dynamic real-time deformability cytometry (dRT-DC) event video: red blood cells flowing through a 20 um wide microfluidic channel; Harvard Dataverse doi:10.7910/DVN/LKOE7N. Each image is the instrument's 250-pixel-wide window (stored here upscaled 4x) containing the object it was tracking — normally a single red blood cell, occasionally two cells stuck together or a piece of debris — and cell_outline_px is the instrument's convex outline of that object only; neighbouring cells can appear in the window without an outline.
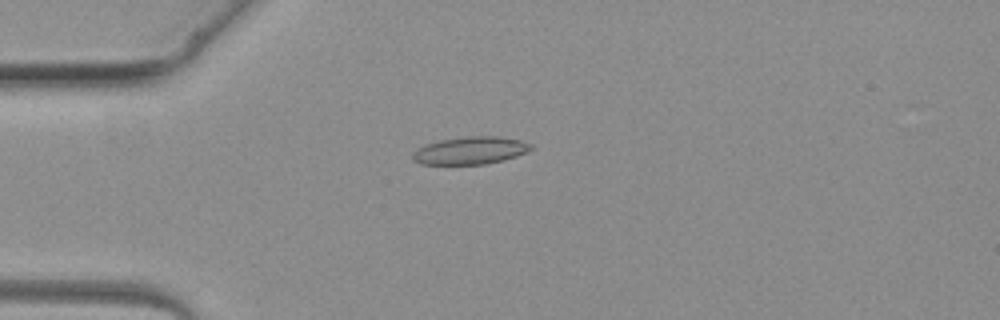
{"species": "common noctule bat (a hibernating species)", "species_latin": "Nyctalus noctula", "temperature_condition": "warm", "stored_images_in_passage": 3, "camera_frame_rate_fps": 3000, "um_per_image_px": 0.085, "animal": {"sex": "female", "body_mass_g": 19.3, "forearm_length_mm": 54.1}, "frame": {"image": 1, "passage_image": 3, "time_ms": 3.0, "image_size_px": [1000, 320], "cell_outline_px": [[532, 148], [516, 156], [504, 160], [484, 164], [420, 164], [412, 160], [412, 152], [416, 148], [424, 144], [440, 140], [468, 136], [500, 136], [520, 140], [532, 144]], "centroid_in_image_um": [39.93, 12.79], "position_along_channel_um": 45.1, "area_um2": 19.07}}